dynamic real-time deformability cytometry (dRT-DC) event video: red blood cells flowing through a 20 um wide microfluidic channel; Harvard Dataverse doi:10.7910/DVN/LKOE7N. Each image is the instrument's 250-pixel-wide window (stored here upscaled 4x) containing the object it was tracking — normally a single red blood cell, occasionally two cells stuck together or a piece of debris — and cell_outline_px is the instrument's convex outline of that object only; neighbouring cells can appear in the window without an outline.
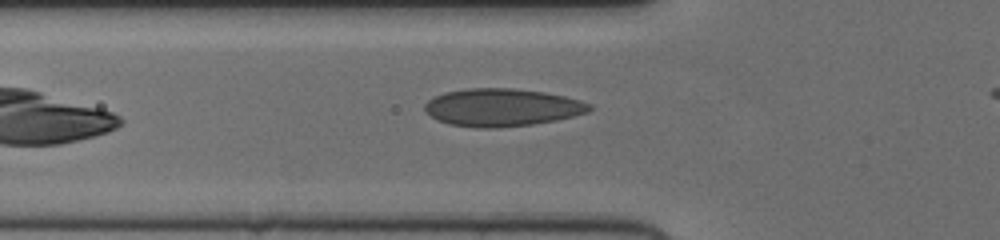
{"species": "human", "species_latin": "Homo sapiens", "temperature_condition": "cold", "stored_images_in_passage": 32, "camera_frame_rate_fps": 3000, "um_per_image_px": 0.085, "donor": {"sex": "female"}, "frame": {"image": 1, "passage_image": 3, "time_ms": 0.667, "image_size_px": [1000, 240], "cell_outline_px": [[592, 108], [588, 112], [556, 120], [532, 124], [496, 128], [476, 128], [448, 124], [436, 120], [424, 108], [424, 104], [428, 100], [444, 92], [468, 88], [512, 88], [544, 92], [564, 96], [580, 100], [592, 104]], "centroid_in_image_um": [42.66, 9.13], "position_along_channel_um": 83.1, "area_um2": 36.18}}
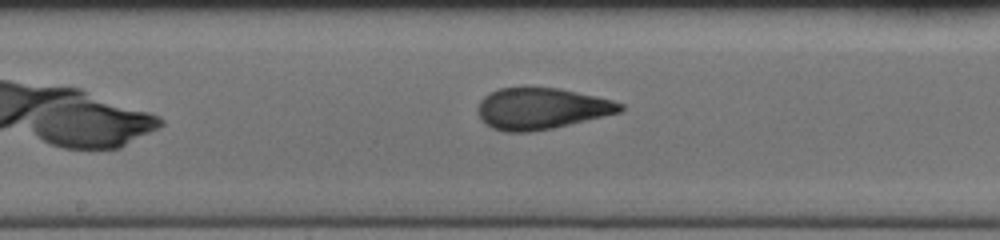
{"frame": {"image": 2, "passage_image": 12, "time_ms": 3.667, "image_size_px": [1000, 240], "cell_outline_px": [[624, 108], [620, 112], [604, 116], [552, 128], [528, 132], [504, 132], [492, 128], [484, 124], [480, 120], [476, 108], [480, 100], [488, 92], [500, 88], [524, 84], [560, 88], [596, 96], [612, 100], [624, 104]], "centroid_in_image_um": [45.94, 9.18], "position_along_channel_um": 202.3, "area_um2": 35.26}}
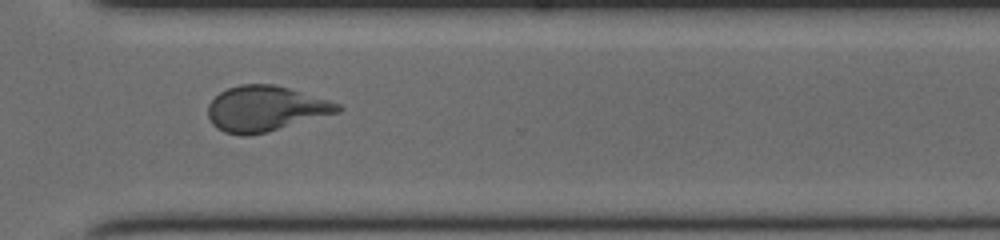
{"frame": {"image": 3, "passage_image": 23, "time_ms": 7.333, "image_size_px": [1000, 240], "cell_outline_px": [[344, 108], [340, 112], [268, 132], [248, 136], [240, 136], [224, 132], [216, 128], [212, 124], [208, 116], [208, 104], [220, 92], [228, 88], [240, 84], [272, 84], [288, 88], [328, 100], [340, 104]], "centroid_in_image_um": [22.55, 9.25], "position_along_channel_um": 348.1, "area_um2": 34.39}}